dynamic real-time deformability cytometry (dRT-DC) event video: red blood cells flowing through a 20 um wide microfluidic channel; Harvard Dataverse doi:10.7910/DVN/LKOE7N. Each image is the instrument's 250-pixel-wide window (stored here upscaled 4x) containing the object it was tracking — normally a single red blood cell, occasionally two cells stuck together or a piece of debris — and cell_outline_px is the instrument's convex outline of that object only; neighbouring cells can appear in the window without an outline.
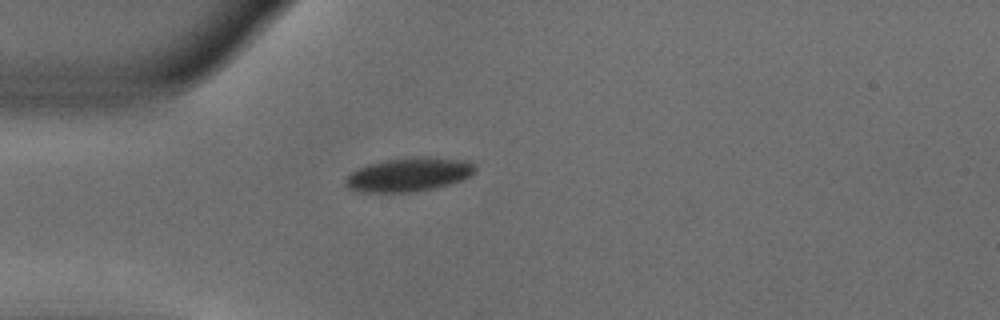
{"species": "common noctule bat (a hibernating species)", "species_latin": "Nyctalus noctula", "temperature_condition": "warm", "stored_images_in_passage": 33, "camera_frame_rate_fps": 3000, "um_per_image_px": 0.085, "animal": {"sex": "male", "body_mass_g": 18.8}, "frame": {"image": 1, "passage_image": 1, "time_ms": 0.0, "image_size_px": [1000, 320], "cell_outline_px": [[476, 172], [472, 176], [436, 188], [416, 192], [360, 192], [348, 188], [344, 184], [344, 180], [356, 168], [380, 160], [424, 156], [428, 156], [468, 160], [476, 164]], "centroid_in_image_um": [34.77, 14.82], "position_along_channel_um": 50.2, "area_um2": 26.07}}
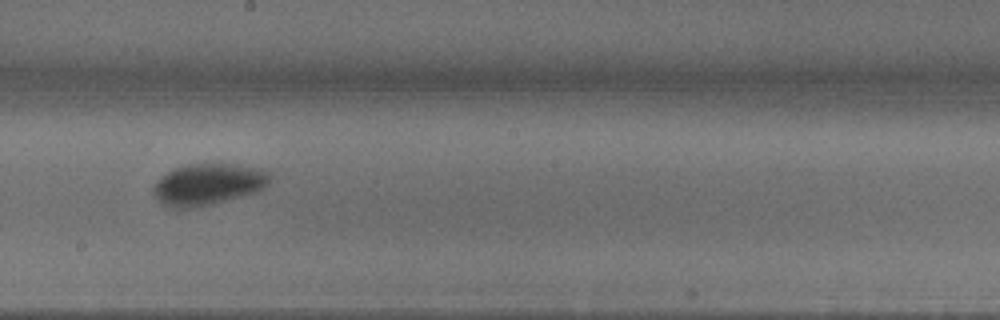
{"frame": {"image": 2, "passage_image": 16, "time_ms": 5.0, "image_size_px": [1000, 320], "cell_outline_px": [[272, 180], [264, 188], [256, 192], [208, 204], [188, 208], [172, 208], [164, 204], [152, 192], [152, 188], [156, 180], [172, 168], [188, 164], [236, 164], [260, 168], [268, 172], [272, 176]], "centroid_in_image_um": [17.69, 15.64], "position_along_channel_um": 230.5, "area_um2": 28.03}}
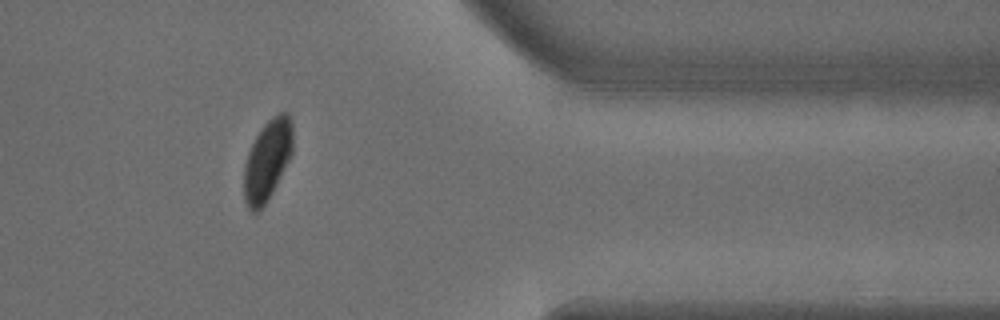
{"frame": {"image": 3, "passage_image": 30, "time_ms": 9.667, "image_size_px": [1000, 320], "cell_outline_px": [[292, 152], [272, 192], [264, 204], [256, 212], [252, 212], [248, 208], [244, 200], [244, 164], [248, 152], [260, 128], [272, 116], [280, 112], [288, 112], [292, 124]], "centroid_in_image_um": [22.71, 13.58], "position_along_channel_um": 388.7, "area_um2": 22.66}, "authors_computed_cell_mechanics": {"area_um2": 26.1256, "velocity_mm_per_s": 3.8007, "shape_relaxation_time_tau1_ms": 3.7192, "shape_relaxation_time_tau2_ms": null, "deformation_change_tau1": 0.1467, "deformation_change_tau2": null}}